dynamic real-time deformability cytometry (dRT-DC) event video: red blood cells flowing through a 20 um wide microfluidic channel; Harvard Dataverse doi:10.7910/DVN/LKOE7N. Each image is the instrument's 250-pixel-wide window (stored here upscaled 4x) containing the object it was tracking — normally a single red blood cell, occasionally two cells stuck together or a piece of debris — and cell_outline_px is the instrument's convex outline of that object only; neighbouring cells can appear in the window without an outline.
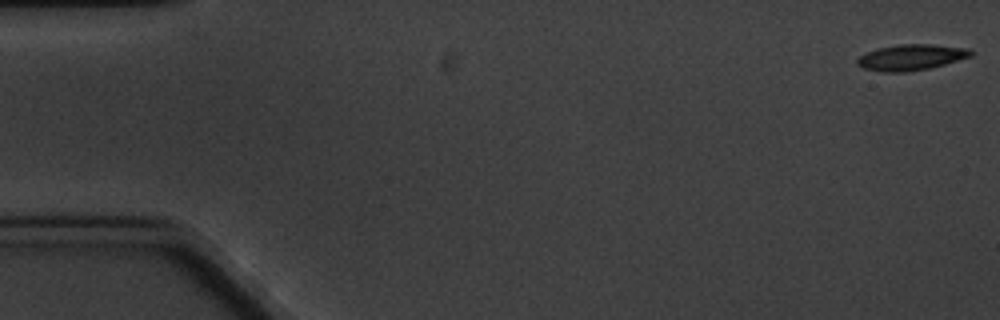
{"species": "common noctule bat (a hibernating species)", "species_latin": "Nyctalus noctula", "temperature_condition": "cold", "stored_images_in_passage": 5, "camera_frame_rate_fps": 3000, "um_per_image_px": 0.085, "animal": {"sex": "male", "body_mass_g": 20.1, "forearm_length_mm": 53.5}, "frame": {"image": 1, "passage_image": 1, "time_ms": 0.0, "image_size_px": [1000, 320], "cell_outline_px": [[972, 56], [944, 64], [928, 68], [904, 72], [884, 72], [864, 68], [856, 64], [856, 60], [860, 56], [868, 52], [880, 48], [900, 44], [932, 44], [968, 48], [972, 52]], "centroid_in_image_um": [77.45, 4.87], "position_along_channel_um": 7.6, "area_um2": 16.88}}